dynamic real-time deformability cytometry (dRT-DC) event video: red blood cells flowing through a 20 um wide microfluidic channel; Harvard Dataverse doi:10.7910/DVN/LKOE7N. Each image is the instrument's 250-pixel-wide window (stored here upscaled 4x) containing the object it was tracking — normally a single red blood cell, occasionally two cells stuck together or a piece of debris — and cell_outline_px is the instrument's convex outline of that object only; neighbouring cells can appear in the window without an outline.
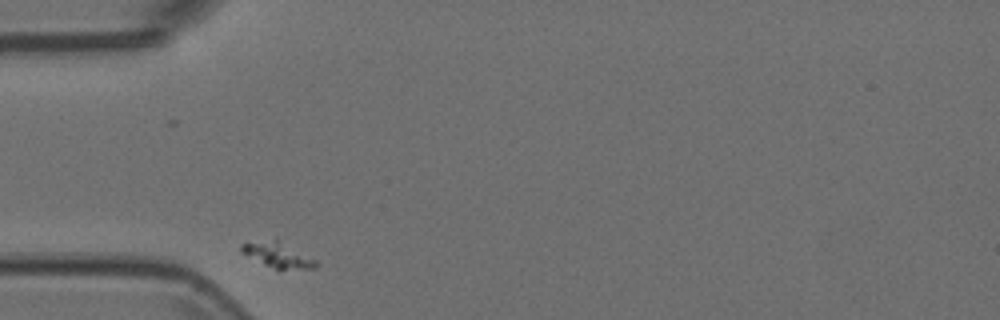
{"species": "Egyptian fruit bat (a non-hibernating species)", "species_latin": "Rousettus aegyptiacus", "temperature_condition": "room temperature", "stored_images_in_passage": 32, "camera_frame_rate_fps": 3000, "um_per_image_px": 0.085, "animal": {"sex": "female"}, "frame": {"image": 1, "passage_image": 1, "time_ms": 0.0, "image_size_px": [1000, 320], "cell_outline_px": [[320, 264], [316, 268], [280, 272], [240, 252], [240, 244], [276, 240], [316, 260]], "centroid_in_image_um": [23.67, 21.77], "position_along_channel_um": 61.3, "area_um2": 10.87}}